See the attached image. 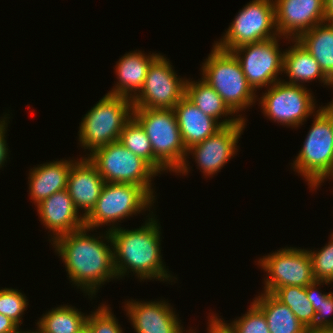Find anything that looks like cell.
Returning <instances> with one entry per match:
<instances>
[{
    "label": "cell",
    "mask_w": 333,
    "mask_h": 333,
    "mask_svg": "<svg viewBox=\"0 0 333 333\" xmlns=\"http://www.w3.org/2000/svg\"><path fill=\"white\" fill-rule=\"evenodd\" d=\"M252 300L266 317L270 333H310L290 308L273 294L260 292Z\"/></svg>",
    "instance_id": "cell-24"
},
{
    "label": "cell",
    "mask_w": 333,
    "mask_h": 333,
    "mask_svg": "<svg viewBox=\"0 0 333 333\" xmlns=\"http://www.w3.org/2000/svg\"><path fill=\"white\" fill-rule=\"evenodd\" d=\"M333 292L318 304L313 324L308 328L310 333L333 331Z\"/></svg>",
    "instance_id": "cell-33"
},
{
    "label": "cell",
    "mask_w": 333,
    "mask_h": 333,
    "mask_svg": "<svg viewBox=\"0 0 333 333\" xmlns=\"http://www.w3.org/2000/svg\"><path fill=\"white\" fill-rule=\"evenodd\" d=\"M273 295L287 305L307 329L313 324L315 310L307 297L306 287L284 286L278 288Z\"/></svg>",
    "instance_id": "cell-28"
},
{
    "label": "cell",
    "mask_w": 333,
    "mask_h": 333,
    "mask_svg": "<svg viewBox=\"0 0 333 333\" xmlns=\"http://www.w3.org/2000/svg\"><path fill=\"white\" fill-rule=\"evenodd\" d=\"M312 249V250H311ZM308 248L315 281H328L333 283V235L321 249Z\"/></svg>",
    "instance_id": "cell-30"
},
{
    "label": "cell",
    "mask_w": 333,
    "mask_h": 333,
    "mask_svg": "<svg viewBox=\"0 0 333 333\" xmlns=\"http://www.w3.org/2000/svg\"><path fill=\"white\" fill-rule=\"evenodd\" d=\"M210 312L206 330L207 333H236V331L232 328V326L228 323L229 321H225L218 313Z\"/></svg>",
    "instance_id": "cell-36"
},
{
    "label": "cell",
    "mask_w": 333,
    "mask_h": 333,
    "mask_svg": "<svg viewBox=\"0 0 333 333\" xmlns=\"http://www.w3.org/2000/svg\"><path fill=\"white\" fill-rule=\"evenodd\" d=\"M312 121L290 169L307 182L311 192H316L325 181L333 180V125L321 108L313 114Z\"/></svg>",
    "instance_id": "cell-5"
},
{
    "label": "cell",
    "mask_w": 333,
    "mask_h": 333,
    "mask_svg": "<svg viewBox=\"0 0 333 333\" xmlns=\"http://www.w3.org/2000/svg\"><path fill=\"white\" fill-rule=\"evenodd\" d=\"M20 333H37V332L34 329L33 330L26 329V330H22Z\"/></svg>",
    "instance_id": "cell-41"
},
{
    "label": "cell",
    "mask_w": 333,
    "mask_h": 333,
    "mask_svg": "<svg viewBox=\"0 0 333 333\" xmlns=\"http://www.w3.org/2000/svg\"><path fill=\"white\" fill-rule=\"evenodd\" d=\"M278 34L297 39L326 21L325 0H273Z\"/></svg>",
    "instance_id": "cell-16"
},
{
    "label": "cell",
    "mask_w": 333,
    "mask_h": 333,
    "mask_svg": "<svg viewBox=\"0 0 333 333\" xmlns=\"http://www.w3.org/2000/svg\"><path fill=\"white\" fill-rule=\"evenodd\" d=\"M154 203L156 199L144 187L131 183H105L94 208L84 218L85 227L97 232L100 227L109 226L106 229L110 231L121 227L120 223L127 218L146 215L145 212L152 215L156 209Z\"/></svg>",
    "instance_id": "cell-4"
},
{
    "label": "cell",
    "mask_w": 333,
    "mask_h": 333,
    "mask_svg": "<svg viewBox=\"0 0 333 333\" xmlns=\"http://www.w3.org/2000/svg\"><path fill=\"white\" fill-rule=\"evenodd\" d=\"M260 95L257 101L263 116L291 129L301 128L320 109L311 89L283 80L273 83Z\"/></svg>",
    "instance_id": "cell-7"
},
{
    "label": "cell",
    "mask_w": 333,
    "mask_h": 333,
    "mask_svg": "<svg viewBox=\"0 0 333 333\" xmlns=\"http://www.w3.org/2000/svg\"><path fill=\"white\" fill-rule=\"evenodd\" d=\"M88 315L71 304L58 305L40 316L34 330L37 333H79L86 327Z\"/></svg>",
    "instance_id": "cell-26"
},
{
    "label": "cell",
    "mask_w": 333,
    "mask_h": 333,
    "mask_svg": "<svg viewBox=\"0 0 333 333\" xmlns=\"http://www.w3.org/2000/svg\"><path fill=\"white\" fill-rule=\"evenodd\" d=\"M74 158L57 159L38 164L28 172V195L35 206L52 194L67 188L68 175Z\"/></svg>",
    "instance_id": "cell-20"
},
{
    "label": "cell",
    "mask_w": 333,
    "mask_h": 333,
    "mask_svg": "<svg viewBox=\"0 0 333 333\" xmlns=\"http://www.w3.org/2000/svg\"><path fill=\"white\" fill-rule=\"evenodd\" d=\"M192 79L194 78L189 77L186 79L185 96L204 114L213 117L222 126L237 124L242 120L227 106L222 97L207 82L202 78L198 80Z\"/></svg>",
    "instance_id": "cell-23"
},
{
    "label": "cell",
    "mask_w": 333,
    "mask_h": 333,
    "mask_svg": "<svg viewBox=\"0 0 333 333\" xmlns=\"http://www.w3.org/2000/svg\"><path fill=\"white\" fill-rule=\"evenodd\" d=\"M323 285H331L333 287V284L328 281H314L306 287L307 297L311 302L315 312L318 310V304L321 302V300H325L333 292L321 291V288L325 287Z\"/></svg>",
    "instance_id": "cell-35"
},
{
    "label": "cell",
    "mask_w": 333,
    "mask_h": 333,
    "mask_svg": "<svg viewBox=\"0 0 333 333\" xmlns=\"http://www.w3.org/2000/svg\"><path fill=\"white\" fill-rule=\"evenodd\" d=\"M229 324L236 333H270L266 317L252 301L245 314L230 321Z\"/></svg>",
    "instance_id": "cell-32"
},
{
    "label": "cell",
    "mask_w": 333,
    "mask_h": 333,
    "mask_svg": "<svg viewBox=\"0 0 333 333\" xmlns=\"http://www.w3.org/2000/svg\"><path fill=\"white\" fill-rule=\"evenodd\" d=\"M316 333H333V331H323V332H316Z\"/></svg>",
    "instance_id": "cell-42"
},
{
    "label": "cell",
    "mask_w": 333,
    "mask_h": 333,
    "mask_svg": "<svg viewBox=\"0 0 333 333\" xmlns=\"http://www.w3.org/2000/svg\"><path fill=\"white\" fill-rule=\"evenodd\" d=\"M125 53L113 67L117 82L107 93L133 99L143 87L149 66L161 53L137 49Z\"/></svg>",
    "instance_id": "cell-19"
},
{
    "label": "cell",
    "mask_w": 333,
    "mask_h": 333,
    "mask_svg": "<svg viewBox=\"0 0 333 333\" xmlns=\"http://www.w3.org/2000/svg\"><path fill=\"white\" fill-rule=\"evenodd\" d=\"M187 77L179 76L165 54L149 66L145 82L132 99L133 108L173 109L185 95Z\"/></svg>",
    "instance_id": "cell-14"
},
{
    "label": "cell",
    "mask_w": 333,
    "mask_h": 333,
    "mask_svg": "<svg viewBox=\"0 0 333 333\" xmlns=\"http://www.w3.org/2000/svg\"><path fill=\"white\" fill-rule=\"evenodd\" d=\"M326 105H321L320 108L330 117L333 125V98L332 101L325 103Z\"/></svg>",
    "instance_id": "cell-39"
},
{
    "label": "cell",
    "mask_w": 333,
    "mask_h": 333,
    "mask_svg": "<svg viewBox=\"0 0 333 333\" xmlns=\"http://www.w3.org/2000/svg\"><path fill=\"white\" fill-rule=\"evenodd\" d=\"M100 304L98 307H93L95 311H90L88 315L87 326L91 331L93 333H125L110 305L106 302Z\"/></svg>",
    "instance_id": "cell-31"
},
{
    "label": "cell",
    "mask_w": 333,
    "mask_h": 333,
    "mask_svg": "<svg viewBox=\"0 0 333 333\" xmlns=\"http://www.w3.org/2000/svg\"><path fill=\"white\" fill-rule=\"evenodd\" d=\"M326 21L333 22V0H325Z\"/></svg>",
    "instance_id": "cell-38"
},
{
    "label": "cell",
    "mask_w": 333,
    "mask_h": 333,
    "mask_svg": "<svg viewBox=\"0 0 333 333\" xmlns=\"http://www.w3.org/2000/svg\"><path fill=\"white\" fill-rule=\"evenodd\" d=\"M258 259L256 265L266 272L262 292L273 294L284 286L307 287L315 281L307 248L286 246Z\"/></svg>",
    "instance_id": "cell-11"
},
{
    "label": "cell",
    "mask_w": 333,
    "mask_h": 333,
    "mask_svg": "<svg viewBox=\"0 0 333 333\" xmlns=\"http://www.w3.org/2000/svg\"><path fill=\"white\" fill-rule=\"evenodd\" d=\"M22 329L10 318L0 314V333H20Z\"/></svg>",
    "instance_id": "cell-37"
},
{
    "label": "cell",
    "mask_w": 333,
    "mask_h": 333,
    "mask_svg": "<svg viewBox=\"0 0 333 333\" xmlns=\"http://www.w3.org/2000/svg\"><path fill=\"white\" fill-rule=\"evenodd\" d=\"M160 300H125L122 308L136 333H192L182 324L176 308L168 299ZM125 305V306H124ZM177 313V314H176Z\"/></svg>",
    "instance_id": "cell-15"
},
{
    "label": "cell",
    "mask_w": 333,
    "mask_h": 333,
    "mask_svg": "<svg viewBox=\"0 0 333 333\" xmlns=\"http://www.w3.org/2000/svg\"><path fill=\"white\" fill-rule=\"evenodd\" d=\"M282 38L288 40L279 35L231 50L239 61L246 80L256 92L281 80L279 75L284 77L282 72L285 49H280Z\"/></svg>",
    "instance_id": "cell-13"
},
{
    "label": "cell",
    "mask_w": 333,
    "mask_h": 333,
    "mask_svg": "<svg viewBox=\"0 0 333 333\" xmlns=\"http://www.w3.org/2000/svg\"><path fill=\"white\" fill-rule=\"evenodd\" d=\"M296 40L316 59L320 69L333 83V22L320 23Z\"/></svg>",
    "instance_id": "cell-25"
},
{
    "label": "cell",
    "mask_w": 333,
    "mask_h": 333,
    "mask_svg": "<svg viewBox=\"0 0 333 333\" xmlns=\"http://www.w3.org/2000/svg\"><path fill=\"white\" fill-rule=\"evenodd\" d=\"M279 36L273 0H252L238 11L214 44L226 51Z\"/></svg>",
    "instance_id": "cell-10"
},
{
    "label": "cell",
    "mask_w": 333,
    "mask_h": 333,
    "mask_svg": "<svg viewBox=\"0 0 333 333\" xmlns=\"http://www.w3.org/2000/svg\"><path fill=\"white\" fill-rule=\"evenodd\" d=\"M247 122L241 120L237 124L223 126L214 135L209 136L204 141L192 145L187 149L185 162L175 173L177 176H187L191 172L189 156L195 159L197 169L202 172L204 178H212L217 175L222 168L233 159L239 152V139L244 133Z\"/></svg>",
    "instance_id": "cell-12"
},
{
    "label": "cell",
    "mask_w": 333,
    "mask_h": 333,
    "mask_svg": "<svg viewBox=\"0 0 333 333\" xmlns=\"http://www.w3.org/2000/svg\"><path fill=\"white\" fill-rule=\"evenodd\" d=\"M119 142L136 156L145 160L160 176L169 171L153 156L148 136L140 123L132 118L124 126Z\"/></svg>",
    "instance_id": "cell-27"
},
{
    "label": "cell",
    "mask_w": 333,
    "mask_h": 333,
    "mask_svg": "<svg viewBox=\"0 0 333 333\" xmlns=\"http://www.w3.org/2000/svg\"><path fill=\"white\" fill-rule=\"evenodd\" d=\"M39 221L46 229L49 243L58 236L74 232L85 227L84 218L74 207L66 189L58 191L42 200L36 206Z\"/></svg>",
    "instance_id": "cell-17"
},
{
    "label": "cell",
    "mask_w": 333,
    "mask_h": 333,
    "mask_svg": "<svg viewBox=\"0 0 333 333\" xmlns=\"http://www.w3.org/2000/svg\"><path fill=\"white\" fill-rule=\"evenodd\" d=\"M2 288V289H1ZM0 288V314L14 321L20 328L23 325V315L27 311L29 301L26 294L14 288Z\"/></svg>",
    "instance_id": "cell-29"
},
{
    "label": "cell",
    "mask_w": 333,
    "mask_h": 333,
    "mask_svg": "<svg viewBox=\"0 0 333 333\" xmlns=\"http://www.w3.org/2000/svg\"><path fill=\"white\" fill-rule=\"evenodd\" d=\"M203 61L199 68L201 78L222 97L240 119L248 121L241 112L254 107L258 95L246 80L235 55L213 43L209 55Z\"/></svg>",
    "instance_id": "cell-3"
},
{
    "label": "cell",
    "mask_w": 333,
    "mask_h": 333,
    "mask_svg": "<svg viewBox=\"0 0 333 333\" xmlns=\"http://www.w3.org/2000/svg\"><path fill=\"white\" fill-rule=\"evenodd\" d=\"M11 116L7 112L3 113L2 116L0 115V170L1 168L5 167L4 165L7 164L9 158V153L11 152L8 149V143H7V130H8V124H10Z\"/></svg>",
    "instance_id": "cell-34"
},
{
    "label": "cell",
    "mask_w": 333,
    "mask_h": 333,
    "mask_svg": "<svg viewBox=\"0 0 333 333\" xmlns=\"http://www.w3.org/2000/svg\"><path fill=\"white\" fill-rule=\"evenodd\" d=\"M79 333H93L91 329L86 325Z\"/></svg>",
    "instance_id": "cell-40"
},
{
    "label": "cell",
    "mask_w": 333,
    "mask_h": 333,
    "mask_svg": "<svg viewBox=\"0 0 333 333\" xmlns=\"http://www.w3.org/2000/svg\"><path fill=\"white\" fill-rule=\"evenodd\" d=\"M173 110L186 149L204 141L223 127L216 119L204 114L185 95Z\"/></svg>",
    "instance_id": "cell-22"
},
{
    "label": "cell",
    "mask_w": 333,
    "mask_h": 333,
    "mask_svg": "<svg viewBox=\"0 0 333 333\" xmlns=\"http://www.w3.org/2000/svg\"><path fill=\"white\" fill-rule=\"evenodd\" d=\"M104 184V179L88 157L80 155L72 163L66 190L83 218L94 208Z\"/></svg>",
    "instance_id": "cell-18"
},
{
    "label": "cell",
    "mask_w": 333,
    "mask_h": 333,
    "mask_svg": "<svg viewBox=\"0 0 333 333\" xmlns=\"http://www.w3.org/2000/svg\"><path fill=\"white\" fill-rule=\"evenodd\" d=\"M286 43L290 44L285 49L283 58L282 73L285 74L286 80H281L305 87L307 86L305 83L318 80L322 84L321 86H327L333 90V83L320 69L316 59L296 39H288Z\"/></svg>",
    "instance_id": "cell-21"
},
{
    "label": "cell",
    "mask_w": 333,
    "mask_h": 333,
    "mask_svg": "<svg viewBox=\"0 0 333 333\" xmlns=\"http://www.w3.org/2000/svg\"><path fill=\"white\" fill-rule=\"evenodd\" d=\"M133 117L148 136L153 156L171 173H176L187 155L173 109L133 108Z\"/></svg>",
    "instance_id": "cell-8"
},
{
    "label": "cell",
    "mask_w": 333,
    "mask_h": 333,
    "mask_svg": "<svg viewBox=\"0 0 333 333\" xmlns=\"http://www.w3.org/2000/svg\"><path fill=\"white\" fill-rule=\"evenodd\" d=\"M88 159L95 165L105 183H131L144 187L155 199V176L159 174L142 158L119 141L94 150Z\"/></svg>",
    "instance_id": "cell-9"
},
{
    "label": "cell",
    "mask_w": 333,
    "mask_h": 333,
    "mask_svg": "<svg viewBox=\"0 0 333 333\" xmlns=\"http://www.w3.org/2000/svg\"><path fill=\"white\" fill-rule=\"evenodd\" d=\"M133 116L132 99L106 93L89 109L78 127V144L87 157L94 150L119 141L126 123ZM89 153V154H88Z\"/></svg>",
    "instance_id": "cell-6"
},
{
    "label": "cell",
    "mask_w": 333,
    "mask_h": 333,
    "mask_svg": "<svg viewBox=\"0 0 333 333\" xmlns=\"http://www.w3.org/2000/svg\"><path fill=\"white\" fill-rule=\"evenodd\" d=\"M157 218L153 213L144 217L146 220L139 228L118 227L109 231L118 280L135 275L140 282L155 280L174 285L178 281L163 260L162 227Z\"/></svg>",
    "instance_id": "cell-2"
},
{
    "label": "cell",
    "mask_w": 333,
    "mask_h": 333,
    "mask_svg": "<svg viewBox=\"0 0 333 333\" xmlns=\"http://www.w3.org/2000/svg\"><path fill=\"white\" fill-rule=\"evenodd\" d=\"M93 232V229L84 227L58 236L51 243L55 254L65 265L71 286H76L91 301L97 298L99 289L106 282L118 279L109 231Z\"/></svg>",
    "instance_id": "cell-1"
},
{
    "label": "cell",
    "mask_w": 333,
    "mask_h": 333,
    "mask_svg": "<svg viewBox=\"0 0 333 333\" xmlns=\"http://www.w3.org/2000/svg\"><path fill=\"white\" fill-rule=\"evenodd\" d=\"M197 331L194 330V328H192V333H196ZM198 333V332H197Z\"/></svg>",
    "instance_id": "cell-43"
}]
</instances>
